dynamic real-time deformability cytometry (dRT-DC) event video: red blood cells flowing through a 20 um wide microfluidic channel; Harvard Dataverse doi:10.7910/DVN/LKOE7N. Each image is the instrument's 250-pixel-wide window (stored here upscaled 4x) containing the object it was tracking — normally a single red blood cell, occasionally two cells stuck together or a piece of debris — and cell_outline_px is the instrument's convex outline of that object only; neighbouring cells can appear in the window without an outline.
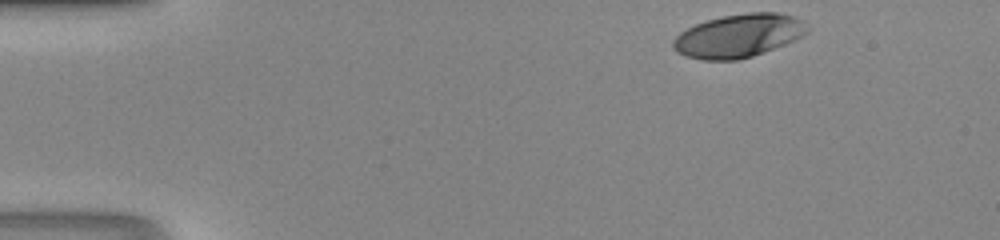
{"species": "human", "species_latin": "Homo sapiens", "temperature_condition": "room temperature", "stored_images_in_passage": 34, "camera_frame_rate_fps": 3000, "um_per_image_px": 0.085, "donor": {"sex": "male"}, "frame": {"image": 1, "passage_image": 1, "time_ms": 0.0, "image_size_px": [1000, 240], "cell_outline_px": [[808, 32], [784, 44], [764, 52], [752, 56], [736, 60], [704, 60], [684, 56], [676, 52], [672, 48], [672, 40], [680, 32], [696, 24], [708, 20], [724, 16], [748, 12], [776, 12], [796, 16], [804, 20], [808, 28]], "centroid_in_image_um": [62.76, 3.03], "position_along_channel_um": 22.2, "area_um2": 33.81}}
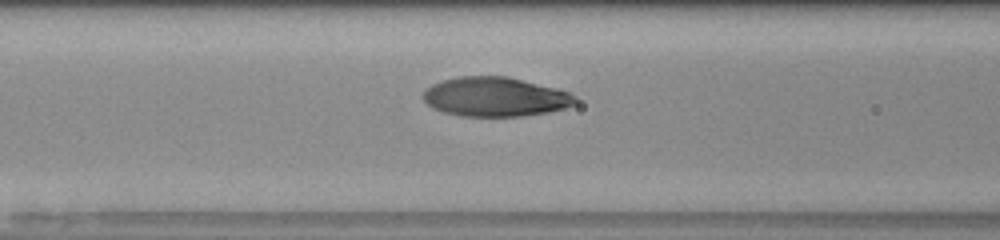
{"frame": {"image": 2, "passage_image": 15, "time_ms": 4.667, "image_size_px": [1000, 240], "cell_outline_px": [[576, 104], [564, 108], [548, 112], [524, 116], [460, 116], [444, 112], [432, 108], [420, 96], [424, 88], [432, 84], [444, 80], [460, 76], [508, 76], [572, 92], [576, 96]], "centroid_in_image_um": [42.08, 8.23], "position_along_channel_um": 124.5, "area_um2": 35.2}}
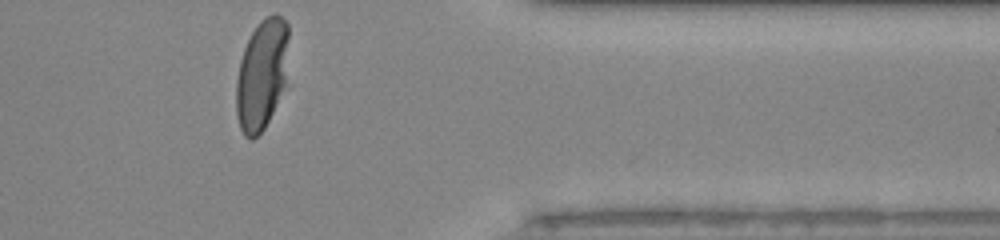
{"frame": {"image": 3, "passage_image": 34, "time_ms": 11.0, "image_size_px": [1000, 240], "cell_outline_px": [[288, 88], [264, 128], [252, 140], [248, 140], [244, 136], [240, 128], [236, 116], [236, 80], [240, 60], [244, 48], [252, 32], [260, 20], [264, 16], [276, 12], [288, 24]], "centroid_in_image_um": [22.29, 6.36], "position_along_channel_um": 389.1, "area_um2": 35.03}}